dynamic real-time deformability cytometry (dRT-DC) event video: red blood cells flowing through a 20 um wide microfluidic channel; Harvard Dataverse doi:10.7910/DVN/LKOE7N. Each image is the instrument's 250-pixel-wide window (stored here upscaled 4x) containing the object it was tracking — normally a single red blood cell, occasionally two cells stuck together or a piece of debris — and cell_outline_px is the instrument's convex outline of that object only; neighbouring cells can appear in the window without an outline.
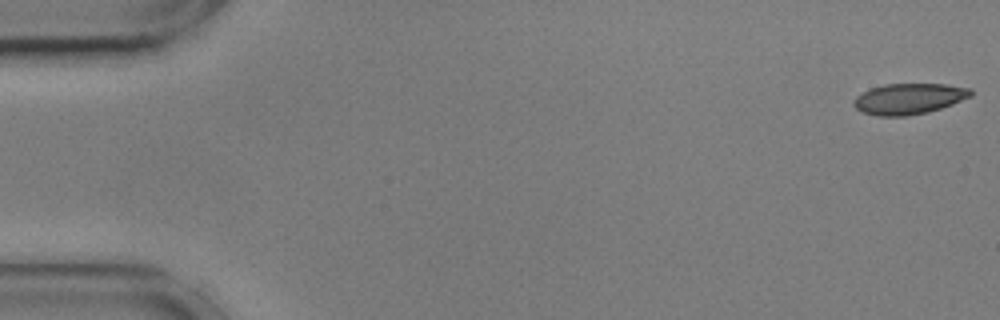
{"species": "common noctule bat (a hibernating species)", "species_latin": "Nyctalus noctula", "temperature_condition": "cold", "stored_images_in_passage": 56, "camera_frame_rate_fps": 3000, "um_per_image_px": 0.085, "animal": {"sex": "male", "body_mass_g": 17.9, "forearm_length_mm": 54.2}, "frame": {"image": 1, "passage_image": 1, "time_ms": 0.0, "image_size_px": [1000, 320], "cell_outline_px": [[972, 96], [952, 104], [928, 112], [908, 116], [876, 116], [864, 112], [856, 108], [852, 104], [852, 100], [856, 96], [872, 88], [884, 84], [944, 84], [972, 88]], "centroid_in_image_um": [77.26, 8.4], "position_along_channel_um": 7.7, "area_um2": 21.04}}
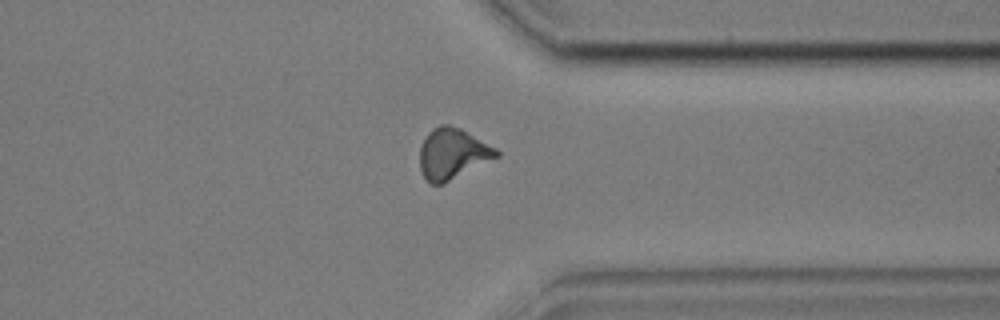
{"frame": {"image": 2, "passage_image": 43, "time_ms": 14.0, "image_size_px": [1000, 320], "cell_outline_px": [[500, 156], [444, 184], [432, 184], [424, 176], [420, 168], [420, 144], [428, 132], [432, 128], [440, 124], [448, 124], [460, 128], [496, 148], [500, 152]], "centroid_in_image_um": [38.46, 13.06], "position_along_channel_um": 372.9, "area_um2": 22.77}}
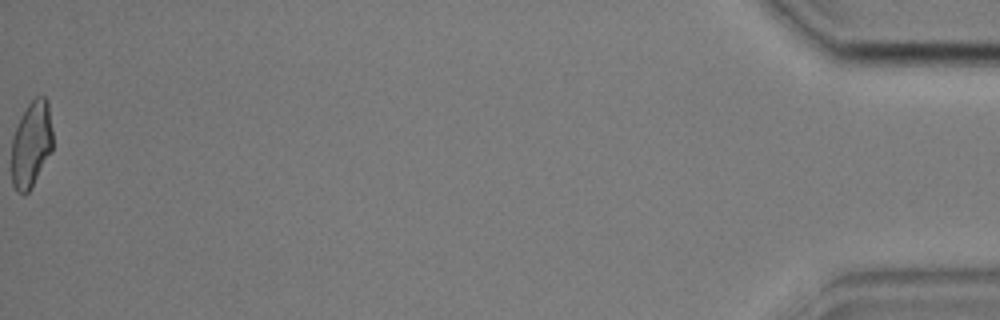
{"frame": {"image": 3, "passage_image": 56, "time_ms": 18.333, "image_size_px": [1000, 320], "cell_outline_px": [[52, 152], [28, 192], [24, 196], [16, 192], [12, 184], [12, 136], [16, 124], [20, 116], [28, 104], [36, 96], [44, 96], [48, 100], [52, 132]], "centroid_in_image_um": [2.65, 12.26], "position_along_channel_um": 432.6, "area_um2": 20.98}, "authors_computed_cell_mechanics": {"area_um2": 21.6172, "velocity_mm_per_s": 3.5992, "shape_relaxation_time_tau1_ms": 7.5672, "shape_relaxation_time_tau2_ms": 1.8155, "deformation_change_tau1": 0.1804, "deformation_change_tau2": 0.0745}}